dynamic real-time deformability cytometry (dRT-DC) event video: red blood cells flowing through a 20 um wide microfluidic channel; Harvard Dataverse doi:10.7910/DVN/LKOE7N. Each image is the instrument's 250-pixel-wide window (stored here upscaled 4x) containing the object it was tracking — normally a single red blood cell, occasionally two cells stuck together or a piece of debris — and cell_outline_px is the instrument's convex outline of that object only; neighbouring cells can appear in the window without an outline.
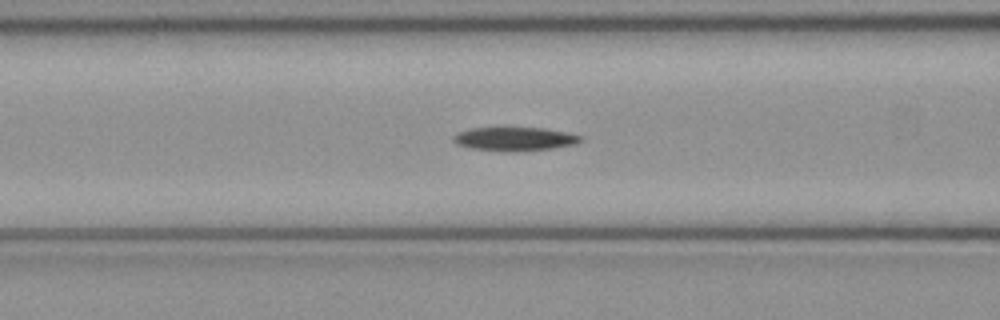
{"species": "common noctule bat (a hibernating species)", "species_latin": "Nyctalus noctula", "temperature_condition": "cold", "stored_images_in_passage": 42, "camera_frame_rate_fps": 3000, "um_per_image_px": 0.085, "animal": {"sex": "female", "body_mass_g": 21.9}, "frame": {"image": 1, "passage_image": 19, "time_ms": 6.0, "image_size_px": [1000, 320], "cell_outline_px": [[584, 140], [576, 144], [552, 148], [512, 152], [504, 152], [468, 148], [456, 144], [452, 140], [452, 136], [460, 132], [472, 128], [544, 128], [584, 136]], "centroid_in_image_um": [43.75, 11.82], "position_along_channel_um": 122.9, "area_um2": 17.69}}
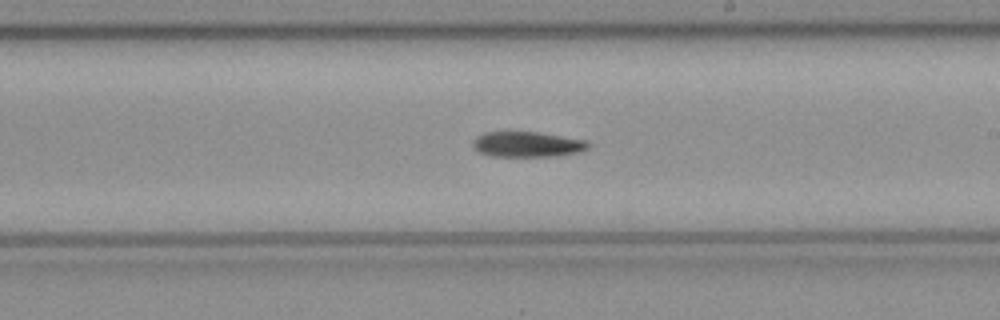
{"frame": {"image": 2, "passage_image": 28, "time_ms": 9.0, "image_size_px": [1000, 320], "cell_outline_px": [[588, 148], [580, 152], [556, 156], [492, 156], [480, 152], [472, 148], [472, 140], [476, 136], [484, 132], [536, 132], [588, 140]], "centroid_in_image_um": [44.79, 12.27], "position_along_channel_um": 244.2, "area_um2": 17.11}}
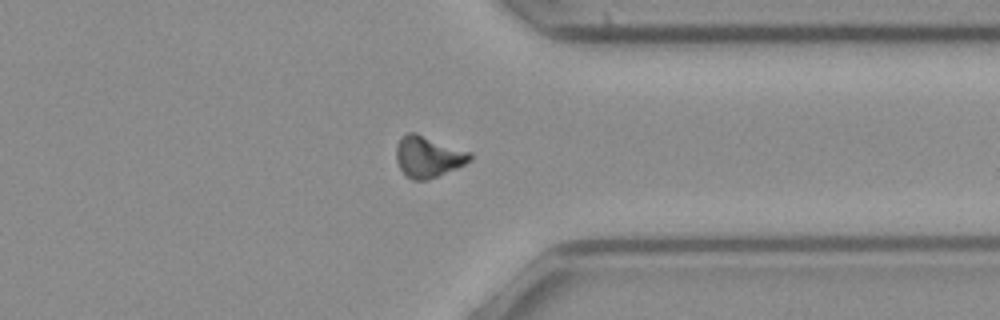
{"frame": {"image": 3, "passage_image": 38, "time_ms": 12.333, "image_size_px": [1000, 320], "cell_outline_px": [[472, 160], [456, 168], [428, 180], [412, 180], [400, 168], [396, 160], [396, 148], [400, 136], [408, 132], [416, 132], [472, 152]], "centroid_in_image_um": [36.4, 13.29], "position_along_channel_um": 375.0, "area_um2": 17.86}, "authors_computed_cell_mechanics": {"area_um2": 17.4845, "velocity_mm_per_s": 4.0404, "shape_relaxation_time_tau1_ms": 11.1537, "shape_relaxation_time_tau2_ms": null, "deformation_change_tau1": 0.2063, "deformation_change_tau2": null}}